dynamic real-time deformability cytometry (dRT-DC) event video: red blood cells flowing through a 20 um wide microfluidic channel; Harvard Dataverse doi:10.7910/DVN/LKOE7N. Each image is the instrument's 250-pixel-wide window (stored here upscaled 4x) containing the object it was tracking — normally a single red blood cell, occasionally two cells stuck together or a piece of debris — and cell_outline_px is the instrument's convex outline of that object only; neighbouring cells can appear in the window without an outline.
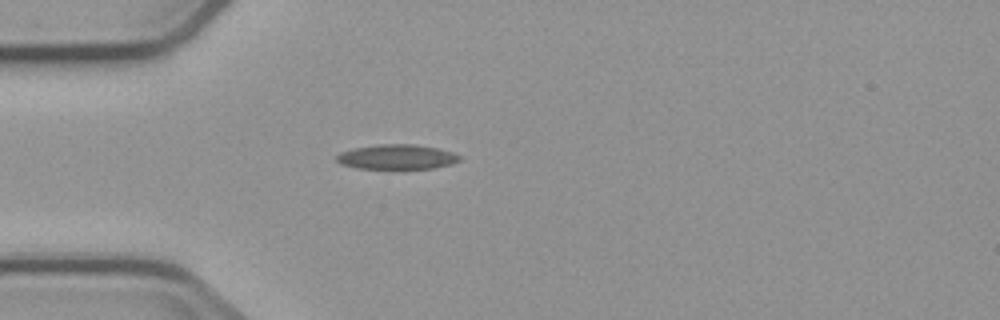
{"species": "common noctule bat (a hibernating species)", "species_latin": "Nyctalus noctula", "temperature_condition": "cold", "stored_images_in_passage": 2, "camera_frame_rate_fps": 3000, "um_per_image_px": 0.085, "animal": {"sex": "male", "body_mass_g": 23.1, "forearm_length_mm": 52.7}, "frame": {"image": 1, "passage_image": 2, "time_ms": 1.333, "image_size_px": [1000, 320], "cell_outline_px": [[460, 160], [452, 164], [432, 168], [356, 168], [340, 164], [336, 160], [336, 156], [340, 152], [356, 148], [380, 144], [416, 144], [436, 148], [452, 152], [460, 156]], "centroid_in_image_um": [33.72, 13.33], "position_along_channel_um": 51.3, "area_um2": 17.57}}